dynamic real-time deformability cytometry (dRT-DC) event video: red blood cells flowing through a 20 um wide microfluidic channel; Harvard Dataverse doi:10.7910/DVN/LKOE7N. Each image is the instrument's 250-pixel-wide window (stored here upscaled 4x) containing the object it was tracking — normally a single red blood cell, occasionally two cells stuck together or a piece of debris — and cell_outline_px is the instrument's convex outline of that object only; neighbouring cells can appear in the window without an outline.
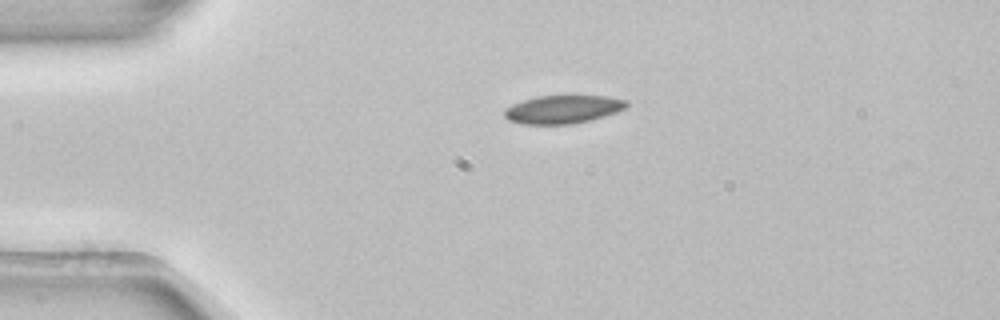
{"species": "common noctule bat (a hibernating species)", "species_latin": "Nyctalus noctula", "temperature_condition": "room temperature", "stored_images_in_passage": 2, "camera_frame_rate_fps": 3000, "um_per_image_px": 0.085, "animal": {"sex": "female", "body_mass_g": 22.7, "forearm_length_mm": 54.2}, "frame": {"image": 1, "passage_image": 1, "time_ms": 0.0, "image_size_px": [1000, 320], "cell_outline_px": [[628, 104], [624, 108], [616, 112], [592, 120], [572, 124], [520, 124], [508, 120], [504, 116], [504, 108], [512, 104], [536, 96], [608, 96], [628, 100]], "centroid_in_image_um": [47.83, 9.3], "position_along_channel_um": 37.2, "area_um2": 20.17}}